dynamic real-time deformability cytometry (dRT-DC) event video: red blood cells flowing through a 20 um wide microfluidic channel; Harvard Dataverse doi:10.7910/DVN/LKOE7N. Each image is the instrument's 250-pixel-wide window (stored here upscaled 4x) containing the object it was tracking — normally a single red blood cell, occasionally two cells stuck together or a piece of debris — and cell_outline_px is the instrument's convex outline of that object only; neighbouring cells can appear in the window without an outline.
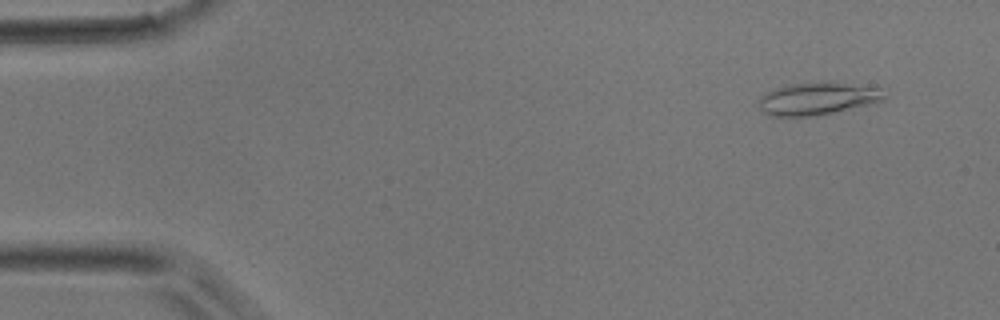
{"species": "common noctule bat (a hibernating species)", "species_latin": "Nyctalus noctula", "temperature_condition": "room temperature", "stored_images_in_passage": 42, "camera_frame_rate_fps": 3000, "um_per_image_px": 0.085, "animal": {"sex": "male", "body_mass_g": 17.9}, "frame": {"image": 1, "passage_image": 4, "time_ms": 1.0, "image_size_px": [1000, 320], "cell_outline_px": [[888, 88], [884, 100], [872, 104], [816, 116], [768, 116], [760, 108], [760, 100], [768, 92], [776, 88], [788, 84], [812, 80]], "centroid_in_image_um": [69.59, 8.36], "position_along_channel_um": 15.4, "area_um2": 24.22}}
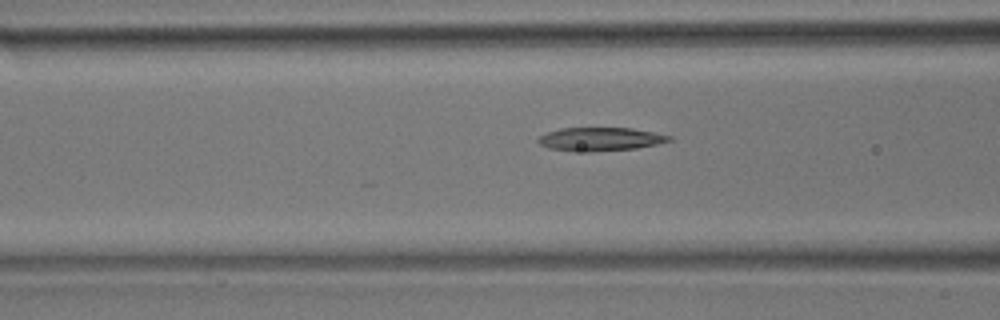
{"frame": {"image": 2, "passage_image": 18, "time_ms": 5.667, "image_size_px": [1000, 320], "cell_outline_px": [[672, 140], [656, 144], [636, 148], [588, 152], [548, 148], [540, 144], [536, 140], [540, 136], [548, 132], [560, 128], [632, 128], [672, 136]], "centroid_in_image_um": [51.01, 11.82], "position_along_channel_um": 115.6, "area_um2": 17.69}}
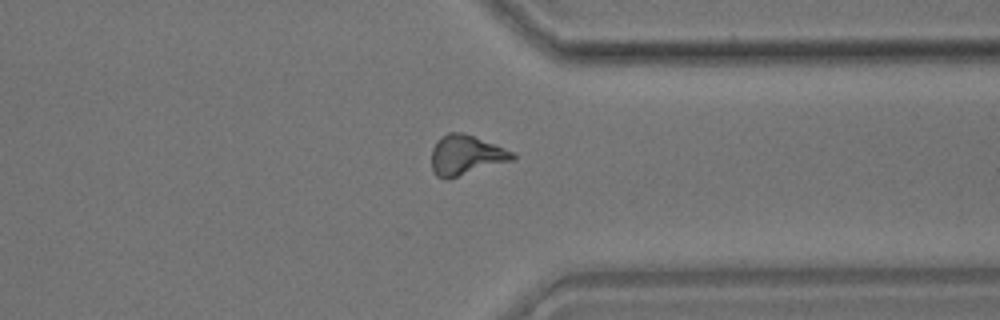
{"frame": {"image": 3, "passage_image": 36, "time_ms": 11.667, "image_size_px": [1000, 320], "cell_outline_px": [[516, 156], [512, 160], [448, 180], [444, 180], [436, 176], [432, 168], [432, 148], [436, 140], [448, 132], [464, 132], [504, 148], [512, 152]], "centroid_in_image_um": [39.56, 13.19], "position_along_channel_um": 371.8, "area_um2": 18.84}}